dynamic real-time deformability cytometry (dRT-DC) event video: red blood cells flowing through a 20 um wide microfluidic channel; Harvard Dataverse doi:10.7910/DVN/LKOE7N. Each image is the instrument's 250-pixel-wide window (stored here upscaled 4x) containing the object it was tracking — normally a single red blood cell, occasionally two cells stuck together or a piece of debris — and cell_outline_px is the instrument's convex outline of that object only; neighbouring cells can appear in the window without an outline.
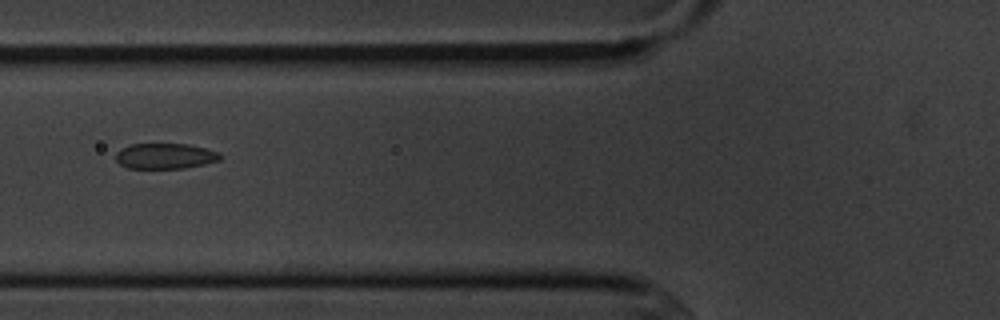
{"species": "common noctule bat (a hibernating species)", "species_latin": "Nyctalus noctula", "temperature_condition": "cold", "stored_images_in_passage": 10, "camera_frame_rate_fps": 3000, "um_per_image_px": 0.085, "animal": {"sex": "male", "body_mass_g": 20.1, "forearm_length_mm": 53.5}, "frame": {"image": 1, "passage_image": 2, "time_ms": 1.0, "image_size_px": [1000, 320], "cell_outline_px": [[220, 160], [204, 164], [184, 168], [128, 168], [120, 164], [116, 160], [116, 152], [120, 148], [132, 144], [188, 144], [220, 152]], "centroid_in_image_um": [14.02, 13.26], "position_along_channel_um": 111.8, "area_um2": 15.49}}
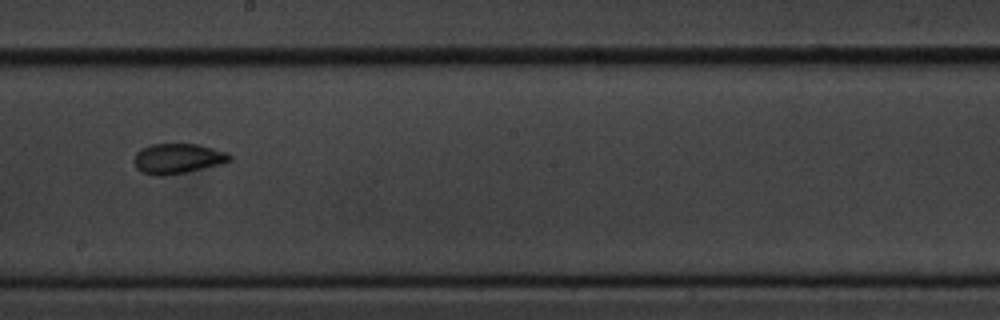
{"frame": {"image": 2, "passage_image": 5, "time_ms": 4.333, "image_size_px": [1000, 320], "cell_outline_px": [[232, 160], [184, 172], [160, 176], [156, 176], [144, 172], [136, 168], [132, 160], [136, 152], [152, 144], [196, 144], [228, 152], [232, 156]], "centroid_in_image_um": [15.06, 13.46], "position_along_channel_um": 233.1, "area_um2": 16.42}}
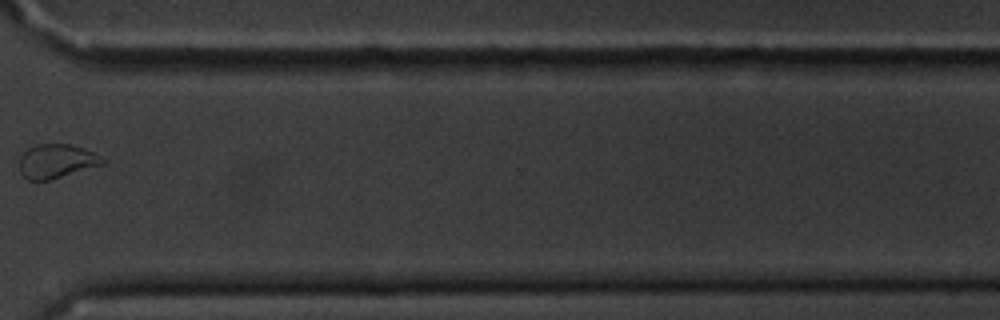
{"frame": {"image": 3, "passage_image": 8, "time_ms": 8.0, "image_size_px": [1000, 320], "cell_outline_px": [[108, 160], [104, 164], [48, 180], [28, 180], [20, 172], [20, 156], [28, 148], [36, 144], [68, 144], [84, 148]], "centroid_in_image_um": [4.81, 13.69], "position_along_channel_um": 365.8, "area_um2": 16.36}}